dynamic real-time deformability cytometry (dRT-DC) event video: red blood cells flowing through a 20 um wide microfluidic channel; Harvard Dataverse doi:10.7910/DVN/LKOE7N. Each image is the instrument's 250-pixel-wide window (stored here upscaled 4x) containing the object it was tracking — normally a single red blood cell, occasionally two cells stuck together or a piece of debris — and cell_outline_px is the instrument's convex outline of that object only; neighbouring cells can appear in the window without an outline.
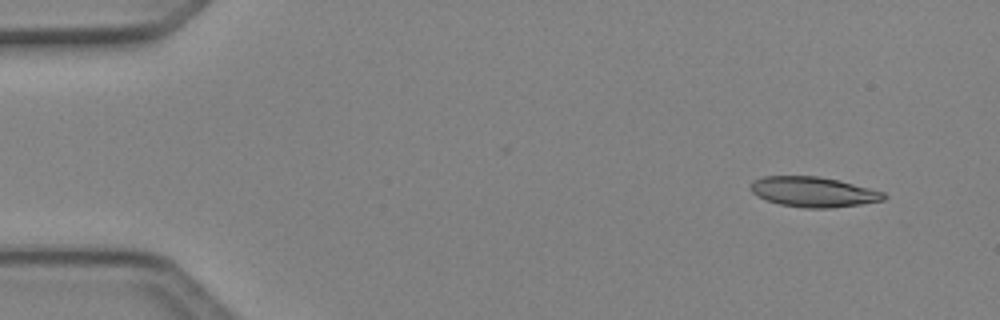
{"species": "Egyptian fruit bat (a non-hibernating species)", "species_latin": "Rousettus aegyptiacus", "temperature_condition": "cold", "stored_images_in_passage": 4, "camera_frame_rate_fps": 3000, "um_per_image_px": 0.085, "animal": {"sex": "female"}, "frame": {"image": 1, "passage_image": 1, "time_ms": 0.0, "image_size_px": [1000, 320], "cell_outline_px": [[888, 196], [884, 200], [860, 204], [832, 208], [804, 208], [780, 204], [768, 200], [752, 192], [748, 188], [752, 180], [764, 176], [820, 176], [840, 180], [884, 192]], "centroid_in_image_um": [69.14, 16.3], "position_along_channel_um": 15.9, "area_um2": 23.47}}
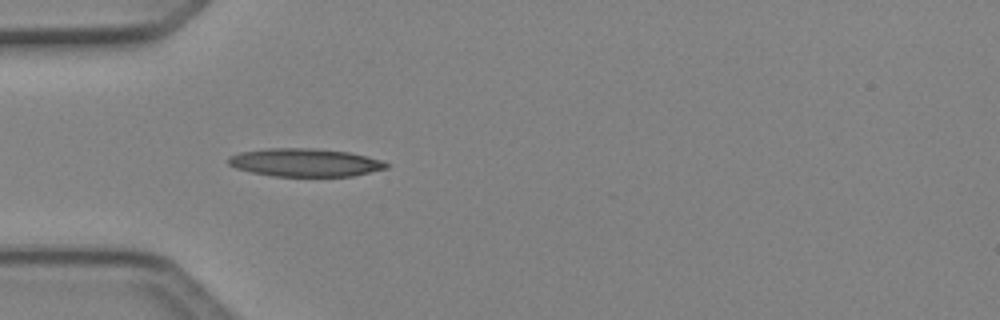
{"frame": {"image": 2, "passage_image": 4, "time_ms": 1.0, "image_size_px": [1000, 320], "cell_outline_px": [[388, 168], [352, 176], [272, 176], [252, 172], [236, 168], [228, 164], [228, 156], [240, 152], [268, 148], [312, 148], [348, 152], [368, 156], [384, 160], [388, 164]], "centroid_in_image_um": [25.94, 13.81], "position_along_channel_um": 59.1, "area_um2": 25.89}}